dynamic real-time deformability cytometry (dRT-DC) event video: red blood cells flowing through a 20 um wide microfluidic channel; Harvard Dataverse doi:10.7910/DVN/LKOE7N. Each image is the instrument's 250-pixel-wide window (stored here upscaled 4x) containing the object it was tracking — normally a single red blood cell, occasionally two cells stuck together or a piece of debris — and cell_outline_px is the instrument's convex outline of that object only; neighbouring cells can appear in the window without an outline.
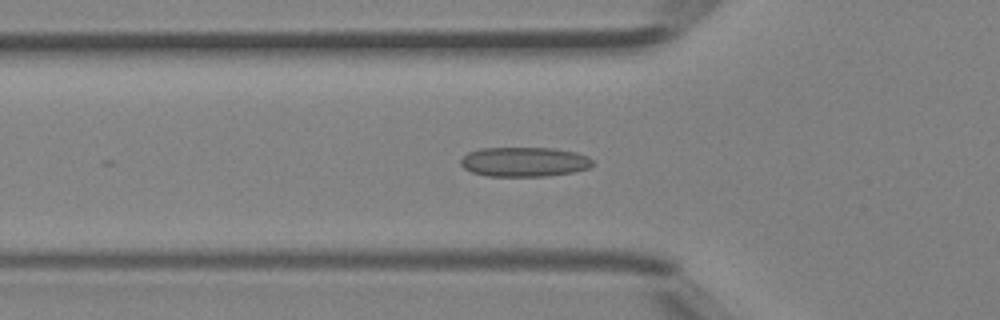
{"species": "Egyptian fruit bat (a non-hibernating species)", "species_latin": "Rousettus aegyptiacus", "temperature_condition": "room temperature", "stored_images_in_passage": 20, "camera_frame_rate_fps": 3000, "um_per_image_px": 0.085, "animal": {"sex": "female"}, "frame": {"image": 1, "passage_image": 14, "time_ms": 4.333, "image_size_px": [1000, 320], "cell_outline_px": [[592, 164], [588, 168], [572, 172], [544, 176], [488, 176], [472, 172], [464, 168], [460, 164], [460, 160], [468, 152], [484, 148], [552, 148], [576, 152], [588, 156], [592, 160]], "centroid_in_image_um": [44.55, 13.75], "position_along_channel_um": 81.3, "area_um2": 22.6}}
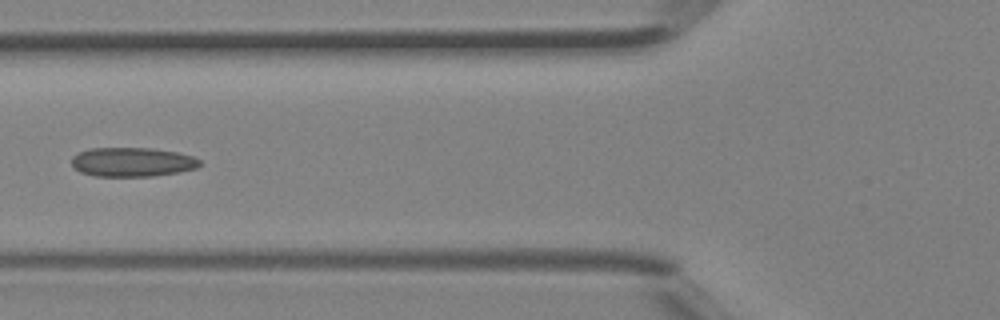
{"frame": {"image": 2, "passage_image": 16, "time_ms": 5.0, "image_size_px": [1000, 320], "cell_outline_px": [[200, 164], [196, 168], [176, 172], [152, 176], [96, 176], [80, 172], [72, 164], [72, 156], [76, 152], [88, 148], [152, 148], [176, 152], [192, 156], [200, 160]], "centroid_in_image_um": [11.2, 13.76], "position_along_channel_um": 114.6, "area_um2": 21.73}}